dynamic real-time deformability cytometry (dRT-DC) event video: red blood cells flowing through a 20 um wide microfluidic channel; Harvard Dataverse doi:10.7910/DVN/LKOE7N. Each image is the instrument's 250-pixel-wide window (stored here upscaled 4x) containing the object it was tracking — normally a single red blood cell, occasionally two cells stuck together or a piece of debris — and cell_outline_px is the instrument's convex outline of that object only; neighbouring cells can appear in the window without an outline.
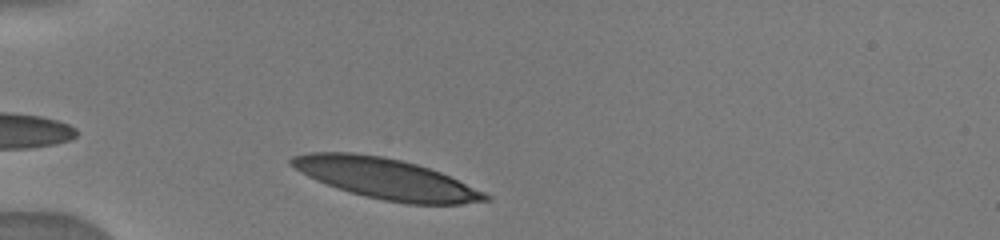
{"species": "human", "species_latin": "Homo sapiens", "temperature_condition": "warm", "stored_images_in_passage": 5, "camera_frame_rate_fps": 3000, "um_per_image_px": 0.085, "donor": {"sex": "male"}, "frame": {"image": 1, "passage_image": 2, "time_ms": 0.667, "image_size_px": [1000, 240], "cell_outline_px": [[492, 200], [460, 204], [408, 204], [384, 200], [364, 196], [316, 180], [300, 172], [288, 164], [288, 160], [292, 156], [308, 152], [352, 152], [384, 156], [416, 164], [440, 172], [484, 192], [492, 196]], "centroid_in_image_um": [32.79, 15.17], "position_along_channel_um": 52.2, "area_um2": 45.6}}
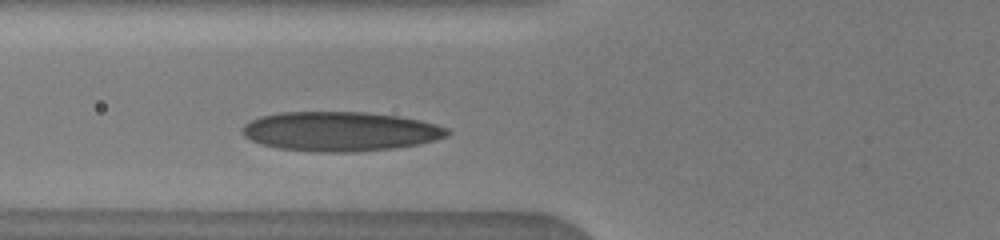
{"frame": {"image": 2, "passage_image": 5, "time_ms": 2.333, "image_size_px": [1000, 240], "cell_outline_px": [[452, 132], [448, 136], [420, 144], [392, 148], [352, 152], [316, 152], [276, 148], [252, 140], [244, 136], [240, 132], [240, 128], [244, 124], [260, 116], [280, 112], [364, 112], [396, 116], [420, 120], [436, 124], [448, 128]], "centroid_in_image_um": [28.91, 11.17], "position_along_channel_um": 96.9, "area_um2": 47.22}}